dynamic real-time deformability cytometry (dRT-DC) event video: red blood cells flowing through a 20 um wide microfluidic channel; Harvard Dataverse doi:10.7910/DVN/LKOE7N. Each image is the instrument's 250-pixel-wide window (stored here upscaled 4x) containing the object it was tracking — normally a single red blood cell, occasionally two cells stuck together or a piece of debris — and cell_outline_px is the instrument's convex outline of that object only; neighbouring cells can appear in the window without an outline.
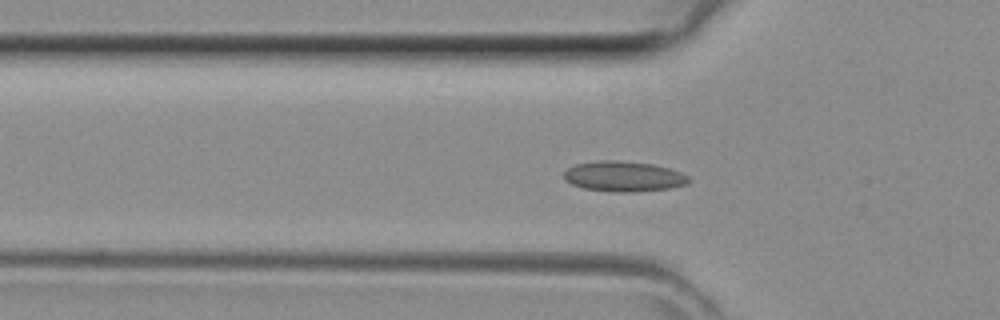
{"species": "common noctule bat (a hibernating species)", "species_latin": "Nyctalus noctula", "temperature_condition": "room temperature", "stored_images_in_passage": 44, "camera_frame_rate_fps": 3000, "um_per_image_px": 0.085, "animal": {"sex": "female", "body_mass_g": 29.2, "forearm_length_mm": 56.3}, "frame": {"image": 1, "passage_image": 14, "time_ms": 4.333, "image_size_px": [1000, 320], "cell_outline_px": [[688, 184], [668, 188], [632, 192], [616, 192], [584, 188], [572, 184], [564, 180], [564, 172], [568, 168], [576, 164], [596, 160], [616, 160], [652, 164], [668, 168], [680, 172], [688, 176]], "centroid_in_image_um": [52.98, 14.99], "position_along_channel_um": 72.8, "area_um2": 21.91}}
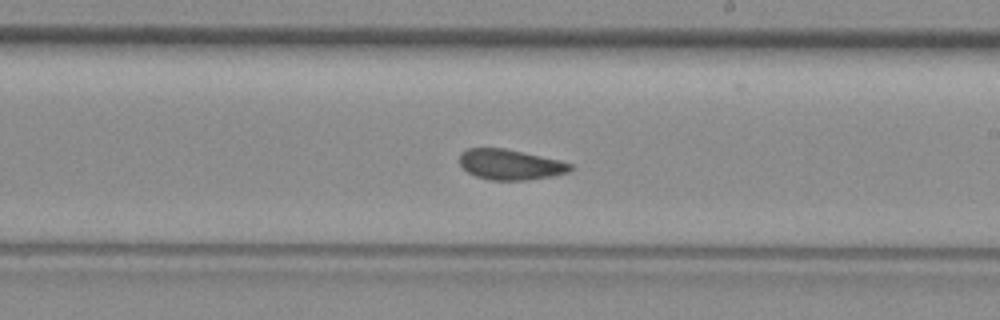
{"frame": {"image": 2, "passage_image": 25, "time_ms": 8.0, "image_size_px": [1000, 320], "cell_outline_px": [[572, 168], [568, 172], [552, 176], [524, 180], [488, 180], [476, 176], [468, 172], [460, 164], [460, 152], [468, 148], [504, 148], [560, 160], [572, 164]], "centroid_in_image_um": [43.36, 13.98], "position_along_channel_um": 245.6, "area_um2": 19.54}}
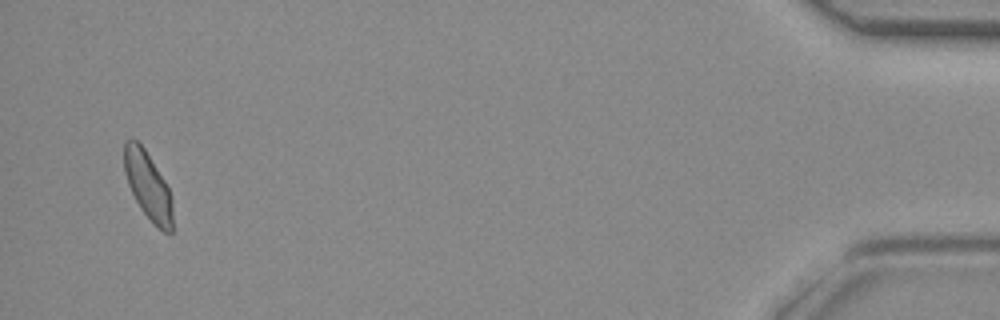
{"frame": {"image": 3, "passage_image": 42, "time_ms": 13.667, "image_size_px": [1000, 320], "cell_outline_px": [[172, 232], [164, 232], [140, 208], [128, 184], [124, 172], [124, 140], [132, 136], [144, 148], [164, 180], [168, 188], [172, 200]], "centroid_in_image_um": [12.55, 15.72], "position_along_channel_um": 422.7, "area_um2": 18.79}}